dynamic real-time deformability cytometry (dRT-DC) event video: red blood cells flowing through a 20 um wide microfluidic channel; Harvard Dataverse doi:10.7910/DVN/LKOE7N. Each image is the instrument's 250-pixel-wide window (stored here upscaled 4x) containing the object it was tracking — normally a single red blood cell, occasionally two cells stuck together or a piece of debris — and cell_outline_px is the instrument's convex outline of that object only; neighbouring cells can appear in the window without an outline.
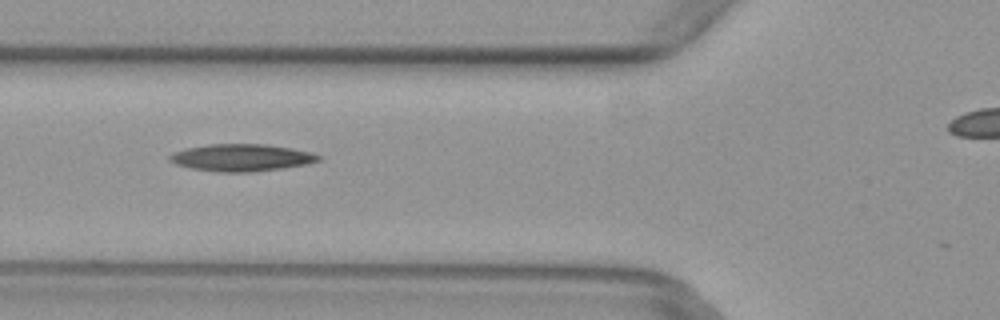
{"species": "common noctule bat (a hibernating species)", "species_latin": "Nyctalus noctula", "temperature_condition": "warm", "stored_images_in_passage": 3, "camera_frame_rate_fps": 3000, "um_per_image_px": 0.085, "animal": {"sex": "female", "body_mass_g": 29.2, "forearm_length_mm": 56.3}, "frame": {"image": 1, "passage_image": 3, "time_ms": 0.667, "image_size_px": [1000, 320], "cell_outline_px": [[320, 160], [304, 164], [280, 168], [248, 172], [220, 172], [192, 168], [176, 164], [168, 160], [168, 156], [184, 148], [208, 144], [264, 144], [292, 148], [312, 152], [320, 156]], "centroid_in_image_um": [20.49, 13.39], "position_along_channel_um": 105.3, "area_um2": 23.29}}